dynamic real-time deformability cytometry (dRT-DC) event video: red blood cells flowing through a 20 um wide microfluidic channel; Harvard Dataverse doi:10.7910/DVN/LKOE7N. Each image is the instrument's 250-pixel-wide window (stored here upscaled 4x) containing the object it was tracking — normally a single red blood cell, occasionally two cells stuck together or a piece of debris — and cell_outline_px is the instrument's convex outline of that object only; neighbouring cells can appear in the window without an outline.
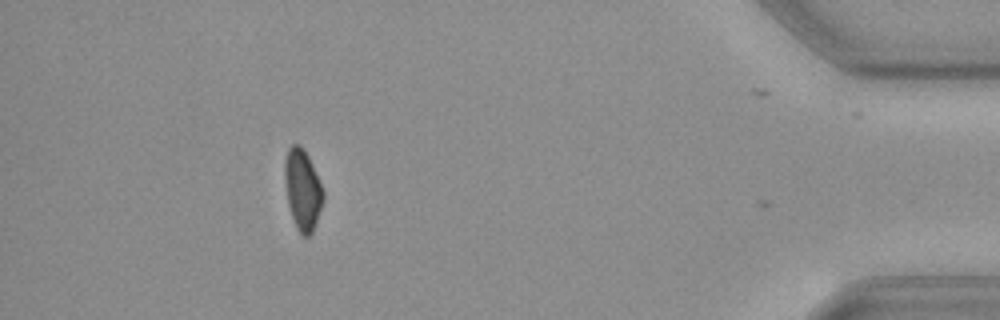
{"species": "common noctule bat (a hibernating species)", "species_latin": "Nyctalus noctula", "temperature_condition": "cold", "stored_images_in_passage": 34, "camera_frame_rate_fps": 3000, "um_per_image_px": 0.085, "animal": {"sex": "female", "body_mass_g": 19.3, "forearm_length_mm": 54.1}, "frame": {"image": 1, "passage_image": 33, "time_ms": 10.667, "image_size_px": [1000, 320], "cell_outline_px": [[324, 200], [312, 232], [308, 236], [304, 236], [296, 228], [288, 204], [284, 176], [284, 164], [288, 148], [292, 144], [300, 144], [304, 148], [308, 156], [324, 192]], "centroid_in_image_um": [25.71, 16.1], "position_along_channel_um": 409.5, "area_um2": 17.92}}